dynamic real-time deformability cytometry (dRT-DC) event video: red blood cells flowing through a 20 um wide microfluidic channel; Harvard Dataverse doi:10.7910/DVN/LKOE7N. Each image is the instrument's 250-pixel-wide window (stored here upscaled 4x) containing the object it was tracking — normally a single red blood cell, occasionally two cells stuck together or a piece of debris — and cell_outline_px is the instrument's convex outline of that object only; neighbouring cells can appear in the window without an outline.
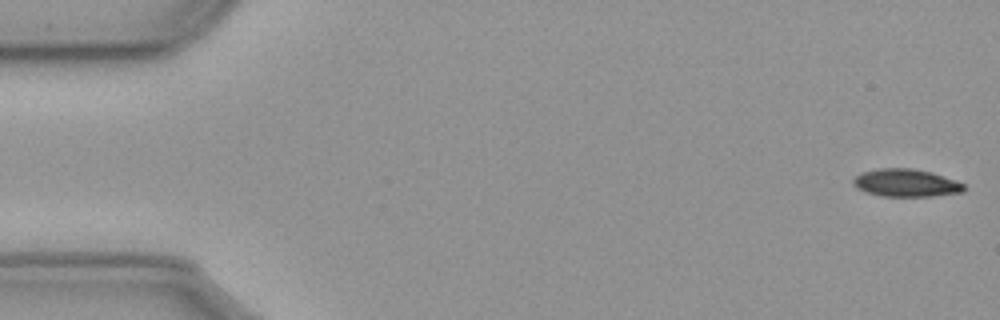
{"species": "common noctule bat (a hibernating species)", "species_latin": "Nyctalus noctula", "temperature_condition": "cold", "stored_images_in_passage": 56, "camera_frame_rate_fps": 3000, "um_per_image_px": 0.085, "animal": {"sex": "male", "body_mass_g": 23.1, "forearm_length_mm": 52.7}, "frame": {"image": 1, "passage_image": 1, "time_ms": 0.0, "image_size_px": [1000, 320], "cell_outline_px": [[964, 192], [932, 196], [880, 196], [856, 188], [852, 184], [852, 180], [856, 176], [864, 172], [880, 168], [912, 168], [932, 172], [964, 184]], "centroid_in_image_um": [77.0, 15.55], "position_along_channel_um": 8.0, "area_um2": 17.74}}
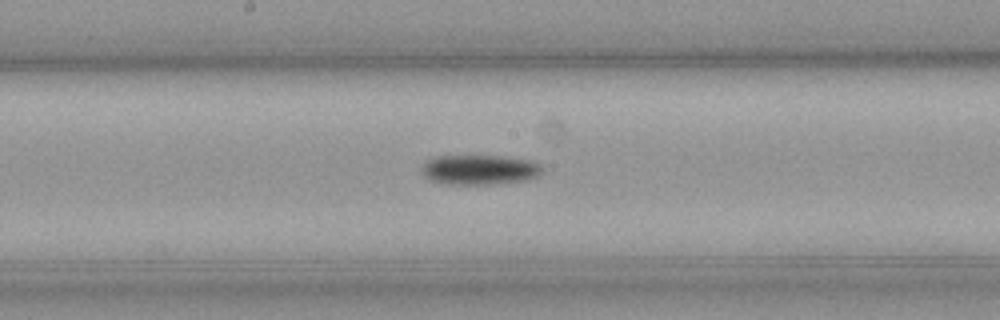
{"frame": {"image": 2, "passage_image": 29, "time_ms": 9.333, "image_size_px": [1000, 320], "cell_outline_px": [[540, 172], [536, 176], [524, 180], [492, 184], [444, 184], [428, 180], [420, 172], [420, 168], [428, 160], [440, 156], [500, 156], [532, 160], [540, 164]], "centroid_in_image_um": [40.7, 14.43], "position_along_channel_um": 207.5, "area_um2": 20.87}}
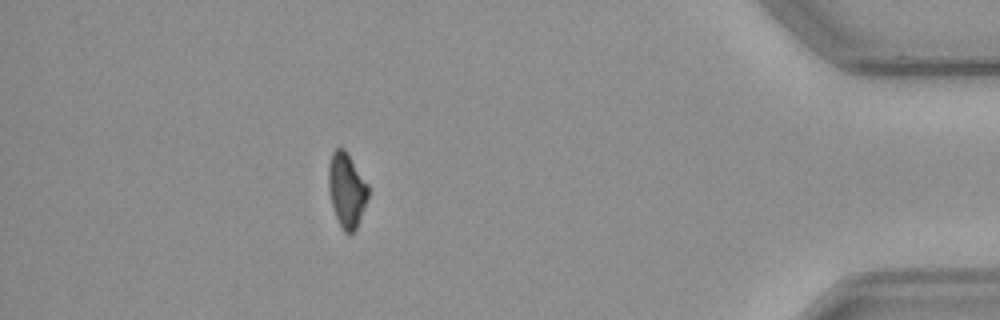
{"frame": {"image": 3, "passage_image": 50, "time_ms": 16.333, "image_size_px": [1000, 320], "cell_outline_px": [[368, 196], [356, 228], [352, 236], [348, 236], [344, 232], [336, 216], [332, 204], [328, 188], [328, 164], [332, 152], [336, 148], [344, 148], [368, 184]], "centroid_in_image_um": [29.45, 16.16], "position_along_channel_um": 405.7, "area_um2": 17.11}, "authors_computed_cell_mechanics": {"area_um2": 19.2474, "velocity_mm_per_s": 3.5975, "shape_relaxation_time_tau1_ms": 5.3591, "shape_relaxation_time_tau2_ms": null, "deformation_change_tau1": 0.1068, "deformation_change_tau2": null}}